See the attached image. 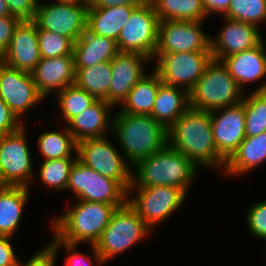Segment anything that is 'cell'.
Instances as JSON below:
<instances>
[{"instance_id":"6da1fadb","label":"cell","mask_w":266,"mask_h":266,"mask_svg":"<svg viewBox=\"0 0 266 266\" xmlns=\"http://www.w3.org/2000/svg\"><path fill=\"white\" fill-rule=\"evenodd\" d=\"M168 144L199 166L225 170L227 160L218 152L210 112L189 108L168 129Z\"/></svg>"},{"instance_id":"7a4b0ae2","label":"cell","mask_w":266,"mask_h":266,"mask_svg":"<svg viewBox=\"0 0 266 266\" xmlns=\"http://www.w3.org/2000/svg\"><path fill=\"white\" fill-rule=\"evenodd\" d=\"M111 132L131 167L168 144V130L150 115L126 114L117 110L113 114Z\"/></svg>"},{"instance_id":"3957f363","label":"cell","mask_w":266,"mask_h":266,"mask_svg":"<svg viewBox=\"0 0 266 266\" xmlns=\"http://www.w3.org/2000/svg\"><path fill=\"white\" fill-rule=\"evenodd\" d=\"M198 170L189 158L167 144L132 167L129 188L170 186L180 188L188 195Z\"/></svg>"},{"instance_id":"277c9868","label":"cell","mask_w":266,"mask_h":266,"mask_svg":"<svg viewBox=\"0 0 266 266\" xmlns=\"http://www.w3.org/2000/svg\"><path fill=\"white\" fill-rule=\"evenodd\" d=\"M116 209L113 204L77 200L64 213L54 217L51 231L70 244L95 245Z\"/></svg>"},{"instance_id":"5b68a950","label":"cell","mask_w":266,"mask_h":266,"mask_svg":"<svg viewBox=\"0 0 266 266\" xmlns=\"http://www.w3.org/2000/svg\"><path fill=\"white\" fill-rule=\"evenodd\" d=\"M244 92L222 61L212 59L203 75L189 92V105L210 112L242 102Z\"/></svg>"},{"instance_id":"8992f818","label":"cell","mask_w":266,"mask_h":266,"mask_svg":"<svg viewBox=\"0 0 266 266\" xmlns=\"http://www.w3.org/2000/svg\"><path fill=\"white\" fill-rule=\"evenodd\" d=\"M152 232L127 202L111 215L109 224L95 244L96 250L106 264L117 255L119 256L134 245H138Z\"/></svg>"},{"instance_id":"52a82bcc","label":"cell","mask_w":266,"mask_h":266,"mask_svg":"<svg viewBox=\"0 0 266 266\" xmlns=\"http://www.w3.org/2000/svg\"><path fill=\"white\" fill-rule=\"evenodd\" d=\"M25 126L0 136V186L30 188L36 177Z\"/></svg>"},{"instance_id":"ba28073f","label":"cell","mask_w":266,"mask_h":266,"mask_svg":"<svg viewBox=\"0 0 266 266\" xmlns=\"http://www.w3.org/2000/svg\"><path fill=\"white\" fill-rule=\"evenodd\" d=\"M108 139L105 136L79 141L77 160L104 177L116 180L128 191L132 183V167Z\"/></svg>"},{"instance_id":"9c48e42d","label":"cell","mask_w":266,"mask_h":266,"mask_svg":"<svg viewBox=\"0 0 266 266\" xmlns=\"http://www.w3.org/2000/svg\"><path fill=\"white\" fill-rule=\"evenodd\" d=\"M186 198L187 194L180 188L154 186L129 188L127 202L153 231L162 221L179 211Z\"/></svg>"},{"instance_id":"30bf717a","label":"cell","mask_w":266,"mask_h":266,"mask_svg":"<svg viewBox=\"0 0 266 266\" xmlns=\"http://www.w3.org/2000/svg\"><path fill=\"white\" fill-rule=\"evenodd\" d=\"M212 59L211 51L155 53L151 62L162 83L189 93Z\"/></svg>"},{"instance_id":"8fae6325","label":"cell","mask_w":266,"mask_h":266,"mask_svg":"<svg viewBox=\"0 0 266 266\" xmlns=\"http://www.w3.org/2000/svg\"><path fill=\"white\" fill-rule=\"evenodd\" d=\"M75 200L113 204L117 208L127 203L128 191L116 180L104 177L76 160L71 167L67 189Z\"/></svg>"},{"instance_id":"7c38bea8","label":"cell","mask_w":266,"mask_h":266,"mask_svg":"<svg viewBox=\"0 0 266 266\" xmlns=\"http://www.w3.org/2000/svg\"><path fill=\"white\" fill-rule=\"evenodd\" d=\"M159 21L150 0L136 7L116 41L119 52L139 53L152 60L158 44Z\"/></svg>"},{"instance_id":"4fadbf2b","label":"cell","mask_w":266,"mask_h":266,"mask_svg":"<svg viewBox=\"0 0 266 266\" xmlns=\"http://www.w3.org/2000/svg\"><path fill=\"white\" fill-rule=\"evenodd\" d=\"M39 0L33 22L37 29L68 37L75 43L87 29L88 6L79 3L43 4Z\"/></svg>"},{"instance_id":"5bb4252c","label":"cell","mask_w":266,"mask_h":266,"mask_svg":"<svg viewBox=\"0 0 266 266\" xmlns=\"http://www.w3.org/2000/svg\"><path fill=\"white\" fill-rule=\"evenodd\" d=\"M204 22L160 20L155 53L211 51V35L203 30Z\"/></svg>"},{"instance_id":"9a60e30c","label":"cell","mask_w":266,"mask_h":266,"mask_svg":"<svg viewBox=\"0 0 266 266\" xmlns=\"http://www.w3.org/2000/svg\"><path fill=\"white\" fill-rule=\"evenodd\" d=\"M0 98L18 120L44 98L39 94L31 73L12 68L0 60Z\"/></svg>"},{"instance_id":"2e32d148","label":"cell","mask_w":266,"mask_h":266,"mask_svg":"<svg viewBox=\"0 0 266 266\" xmlns=\"http://www.w3.org/2000/svg\"><path fill=\"white\" fill-rule=\"evenodd\" d=\"M210 118L216 148L228 160L246 137L244 104L210 111Z\"/></svg>"},{"instance_id":"e0dca14e","label":"cell","mask_w":266,"mask_h":266,"mask_svg":"<svg viewBox=\"0 0 266 266\" xmlns=\"http://www.w3.org/2000/svg\"><path fill=\"white\" fill-rule=\"evenodd\" d=\"M224 27L210 39L213 59L221 61L227 56L249 50L264 38L259 27L222 16Z\"/></svg>"},{"instance_id":"ac0fdd59","label":"cell","mask_w":266,"mask_h":266,"mask_svg":"<svg viewBox=\"0 0 266 266\" xmlns=\"http://www.w3.org/2000/svg\"><path fill=\"white\" fill-rule=\"evenodd\" d=\"M150 61L145 55L129 52H119L111 60L109 104L115 106V109L122 104L132 87L146 74L145 64L153 65Z\"/></svg>"},{"instance_id":"d6986e66","label":"cell","mask_w":266,"mask_h":266,"mask_svg":"<svg viewBox=\"0 0 266 266\" xmlns=\"http://www.w3.org/2000/svg\"><path fill=\"white\" fill-rule=\"evenodd\" d=\"M40 59L37 26L32 20H21L0 60L12 68L31 73Z\"/></svg>"},{"instance_id":"ffe728a7","label":"cell","mask_w":266,"mask_h":266,"mask_svg":"<svg viewBox=\"0 0 266 266\" xmlns=\"http://www.w3.org/2000/svg\"><path fill=\"white\" fill-rule=\"evenodd\" d=\"M265 42L263 39L254 48L227 56L221 60L244 93L248 84L266 79ZM253 91H266V80L260 82Z\"/></svg>"},{"instance_id":"44dd1931","label":"cell","mask_w":266,"mask_h":266,"mask_svg":"<svg viewBox=\"0 0 266 266\" xmlns=\"http://www.w3.org/2000/svg\"><path fill=\"white\" fill-rule=\"evenodd\" d=\"M75 72L74 56L65 55L41 58L31 75L39 94L46 99L74 84Z\"/></svg>"},{"instance_id":"7402d4cb","label":"cell","mask_w":266,"mask_h":266,"mask_svg":"<svg viewBox=\"0 0 266 266\" xmlns=\"http://www.w3.org/2000/svg\"><path fill=\"white\" fill-rule=\"evenodd\" d=\"M112 108L113 106L105 100L97 99L65 125L77 142L105 137L107 131H112L113 115L109 114Z\"/></svg>"},{"instance_id":"603a6c76","label":"cell","mask_w":266,"mask_h":266,"mask_svg":"<svg viewBox=\"0 0 266 266\" xmlns=\"http://www.w3.org/2000/svg\"><path fill=\"white\" fill-rule=\"evenodd\" d=\"M119 53L114 39L91 33L88 29L73 44L75 68H87L111 61Z\"/></svg>"},{"instance_id":"cb8c5ba5","label":"cell","mask_w":266,"mask_h":266,"mask_svg":"<svg viewBox=\"0 0 266 266\" xmlns=\"http://www.w3.org/2000/svg\"><path fill=\"white\" fill-rule=\"evenodd\" d=\"M266 162V131L245 137L238 149L227 160L224 174L227 177L243 176Z\"/></svg>"},{"instance_id":"d4e9b609","label":"cell","mask_w":266,"mask_h":266,"mask_svg":"<svg viewBox=\"0 0 266 266\" xmlns=\"http://www.w3.org/2000/svg\"><path fill=\"white\" fill-rule=\"evenodd\" d=\"M189 108L186 90L161 83L150 116L168 130Z\"/></svg>"},{"instance_id":"484cf974","label":"cell","mask_w":266,"mask_h":266,"mask_svg":"<svg viewBox=\"0 0 266 266\" xmlns=\"http://www.w3.org/2000/svg\"><path fill=\"white\" fill-rule=\"evenodd\" d=\"M29 191L30 188L24 186H0V235L13 237L16 234Z\"/></svg>"},{"instance_id":"4316f807","label":"cell","mask_w":266,"mask_h":266,"mask_svg":"<svg viewBox=\"0 0 266 266\" xmlns=\"http://www.w3.org/2000/svg\"><path fill=\"white\" fill-rule=\"evenodd\" d=\"M136 7L139 6L121 5L108 8H88L87 29L91 33L117 41L121 29Z\"/></svg>"},{"instance_id":"83f0119b","label":"cell","mask_w":266,"mask_h":266,"mask_svg":"<svg viewBox=\"0 0 266 266\" xmlns=\"http://www.w3.org/2000/svg\"><path fill=\"white\" fill-rule=\"evenodd\" d=\"M161 83L159 75L153 69L150 70L132 87L127 98L117 108L126 114L151 115Z\"/></svg>"},{"instance_id":"f1b7e54d","label":"cell","mask_w":266,"mask_h":266,"mask_svg":"<svg viewBox=\"0 0 266 266\" xmlns=\"http://www.w3.org/2000/svg\"><path fill=\"white\" fill-rule=\"evenodd\" d=\"M75 84L96 99L109 103L111 84V61H104L87 68H75Z\"/></svg>"},{"instance_id":"f546056e","label":"cell","mask_w":266,"mask_h":266,"mask_svg":"<svg viewBox=\"0 0 266 266\" xmlns=\"http://www.w3.org/2000/svg\"><path fill=\"white\" fill-rule=\"evenodd\" d=\"M77 143L78 142L74 139L64 123L60 131L50 130L41 133L37 138V149L43 157V161L61 158H77Z\"/></svg>"},{"instance_id":"4dcf8cb0","label":"cell","mask_w":266,"mask_h":266,"mask_svg":"<svg viewBox=\"0 0 266 266\" xmlns=\"http://www.w3.org/2000/svg\"><path fill=\"white\" fill-rule=\"evenodd\" d=\"M159 20L205 21L202 0H150Z\"/></svg>"},{"instance_id":"1f68e13d","label":"cell","mask_w":266,"mask_h":266,"mask_svg":"<svg viewBox=\"0 0 266 266\" xmlns=\"http://www.w3.org/2000/svg\"><path fill=\"white\" fill-rule=\"evenodd\" d=\"M244 93L246 137L257 136L266 131V91Z\"/></svg>"},{"instance_id":"d6a6232c","label":"cell","mask_w":266,"mask_h":266,"mask_svg":"<svg viewBox=\"0 0 266 266\" xmlns=\"http://www.w3.org/2000/svg\"><path fill=\"white\" fill-rule=\"evenodd\" d=\"M55 96L62 119L66 124L97 100L75 83L59 91Z\"/></svg>"},{"instance_id":"836d02e7","label":"cell","mask_w":266,"mask_h":266,"mask_svg":"<svg viewBox=\"0 0 266 266\" xmlns=\"http://www.w3.org/2000/svg\"><path fill=\"white\" fill-rule=\"evenodd\" d=\"M76 160L77 158H61L42 161L38 167L41 184L58 192L65 191L71 167Z\"/></svg>"},{"instance_id":"e575fe53","label":"cell","mask_w":266,"mask_h":266,"mask_svg":"<svg viewBox=\"0 0 266 266\" xmlns=\"http://www.w3.org/2000/svg\"><path fill=\"white\" fill-rule=\"evenodd\" d=\"M223 16L258 27L266 22V0H231Z\"/></svg>"},{"instance_id":"d590c367","label":"cell","mask_w":266,"mask_h":266,"mask_svg":"<svg viewBox=\"0 0 266 266\" xmlns=\"http://www.w3.org/2000/svg\"><path fill=\"white\" fill-rule=\"evenodd\" d=\"M41 58L73 55V42L66 36L37 29Z\"/></svg>"},{"instance_id":"8d00e7d4","label":"cell","mask_w":266,"mask_h":266,"mask_svg":"<svg viewBox=\"0 0 266 266\" xmlns=\"http://www.w3.org/2000/svg\"><path fill=\"white\" fill-rule=\"evenodd\" d=\"M53 236L54 237L47 244L53 249L55 253H58V250L60 249L65 250L64 252H66L68 256H66V260H64L65 261L64 266H94L92 263V259L94 262L96 261L97 265L104 264L100 254L96 250L95 245H90V249L92 251V256H91L83 254L79 252V250L77 251V247L80 245L70 244L58 239L54 234Z\"/></svg>"},{"instance_id":"74e56055","label":"cell","mask_w":266,"mask_h":266,"mask_svg":"<svg viewBox=\"0 0 266 266\" xmlns=\"http://www.w3.org/2000/svg\"><path fill=\"white\" fill-rule=\"evenodd\" d=\"M246 224L250 233L260 240H266V200L249 205Z\"/></svg>"},{"instance_id":"f35d334b","label":"cell","mask_w":266,"mask_h":266,"mask_svg":"<svg viewBox=\"0 0 266 266\" xmlns=\"http://www.w3.org/2000/svg\"><path fill=\"white\" fill-rule=\"evenodd\" d=\"M11 14L20 20H33L39 0H5Z\"/></svg>"},{"instance_id":"ab89813d","label":"cell","mask_w":266,"mask_h":266,"mask_svg":"<svg viewBox=\"0 0 266 266\" xmlns=\"http://www.w3.org/2000/svg\"><path fill=\"white\" fill-rule=\"evenodd\" d=\"M58 254L47 244L38 252H35L26 262L22 263L19 260L17 266H55Z\"/></svg>"},{"instance_id":"60d3db41","label":"cell","mask_w":266,"mask_h":266,"mask_svg":"<svg viewBox=\"0 0 266 266\" xmlns=\"http://www.w3.org/2000/svg\"><path fill=\"white\" fill-rule=\"evenodd\" d=\"M20 21L16 16L0 17V57L8 49L14 29Z\"/></svg>"},{"instance_id":"b9f144b4","label":"cell","mask_w":266,"mask_h":266,"mask_svg":"<svg viewBox=\"0 0 266 266\" xmlns=\"http://www.w3.org/2000/svg\"><path fill=\"white\" fill-rule=\"evenodd\" d=\"M23 123L12 113L10 108L0 98V136L18 130Z\"/></svg>"},{"instance_id":"7bdbcfd3","label":"cell","mask_w":266,"mask_h":266,"mask_svg":"<svg viewBox=\"0 0 266 266\" xmlns=\"http://www.w3.org/2000/svg\"><path fill=\"white\" fill-rule=\"evenodd\" d=\"M13 239L14 237L0 235V266H17L19 258L11 244Z\"/></svg>"},{"instance_id":"ee69618b","label":"cell","mask_w":266,"mask_h":266,"mask_svg":"<svg viewBox=\"0 0 266 266\" xmlns=\"http://www.w3.org/2000/svg\"><path fill=\"white\" fill-rule=\"evenodd\" d=\"M148 0H90L88 8H108L115 6H141Z\"/></svg>"},{"instance_id":"f6af8a7d","label":"cell","mask_w":266,"mask_h":266,"mask_svg":"<svg viewBox=\"0 0 266 266\" xmlns=\"http://www.w3.org/2000/svg\"><path fill=\"white\" fill-rule=\"evenodd\" d=\"M231 0H202L203 8L208 16L210 15H221L222 16L228 11Z\"/></svg>"},{"instance_id":"bcb514c9","label":"cell","mask_w":266,"mask_h":266,"mask_svg":"<svg viewBox=\"0 0 266 266\" xmlns=\"http://www.w3.org/2000/svg\"><path fill=\"white\" fill-rule=\"evenodd\" d=\"M13 16L5 0H0V17Z\"/></svg>"},{"instance_id":"7dc6e473","label":"cell","mask_w":266,"mask_h":266,"mask_svg":"<svg viewBox=\"0 0 266 266\" xmlns=\"http://www.w3.org/2000/svg\"><path fill=\"white\" fill-rule=\"evenodd\" d=\"M56 1L65 2V3H79L86 6H88L90 3V0H56Z\"/></svg>"}]
</instances>
